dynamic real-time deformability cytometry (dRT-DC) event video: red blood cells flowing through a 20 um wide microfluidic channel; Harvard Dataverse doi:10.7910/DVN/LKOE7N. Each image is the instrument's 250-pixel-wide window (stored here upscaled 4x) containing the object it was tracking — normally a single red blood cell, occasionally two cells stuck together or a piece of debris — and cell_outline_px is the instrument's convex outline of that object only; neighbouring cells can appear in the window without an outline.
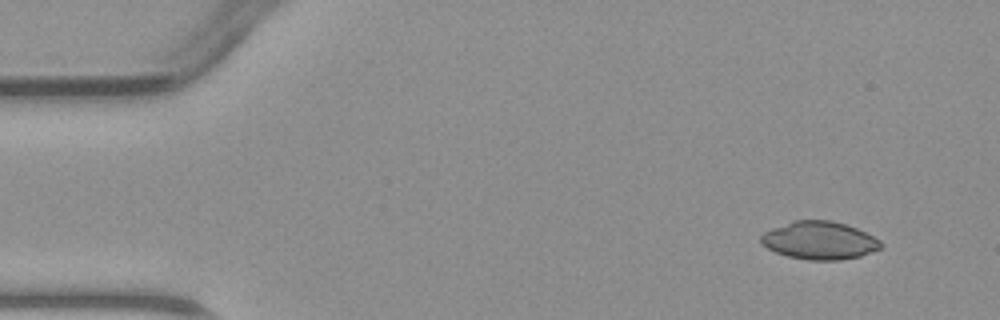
{"species": "common noctule bat (a hibernating species)", "species_latin": "Nyctalus noctula", "temperature_condition": "warm", "stored_images_in_passage": 5, "segment_of_instrument_passage": [2, 2], "camera_frame_rate_fps": 3000, "um_per_image_px": 0.085, "animal": {"sex": "male", "body_mass_g": 23.1, "forearm_length_mm": 52.7}, "frame": {"image": 1, "passage_image": 5, "time_ms": 6.0, "image_size_px": [1000, 320], "cell_outline_px": [[884, 244], [880, 248], [860, 256], [840, 260], [808, 260], [788, 256], [776, 252], [760, 244], [760, 236], [764, 232], [772, 228], [792, 220], [832, 220], [856, 228], [880, 240]], "centroid_in_image_um": [69.62, 20.43], "position_along_channel_um": 15.4, "area_um2": 26.47}}